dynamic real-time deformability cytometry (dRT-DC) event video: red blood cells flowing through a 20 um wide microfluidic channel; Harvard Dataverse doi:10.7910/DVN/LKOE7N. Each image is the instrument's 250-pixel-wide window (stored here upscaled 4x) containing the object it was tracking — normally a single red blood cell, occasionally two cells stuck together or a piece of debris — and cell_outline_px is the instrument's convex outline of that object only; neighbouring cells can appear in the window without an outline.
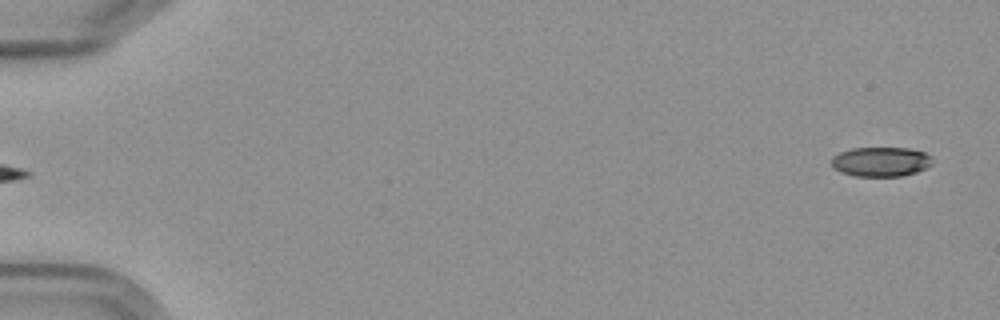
{"species": "Egyptian fruit bat (a non-hibernating species)", "species_latin": "Rousettus aegyptiacus", "temperature_condition": "cold", "stored_images_in_passage": 6, "camera_frame_rate_fps": 3000, "um_per_image_px": 0.085, "frame": {"image": 1, "passage_image": 6, "time_ms": 6.667, "image_size_px": [1000, 320], "cell_outline_px": [[932, 164], [916, 172], [900, 176], [856, 176], [840, 172], [832, 168], [832, 156], [840, 152], [852, 148], [908, 148], [924, 152], [932, 156]], "centroid_in_image_um": [74.85, 13.74], "position_along_channel_um": 10.1, "area_um2": 17.4}}